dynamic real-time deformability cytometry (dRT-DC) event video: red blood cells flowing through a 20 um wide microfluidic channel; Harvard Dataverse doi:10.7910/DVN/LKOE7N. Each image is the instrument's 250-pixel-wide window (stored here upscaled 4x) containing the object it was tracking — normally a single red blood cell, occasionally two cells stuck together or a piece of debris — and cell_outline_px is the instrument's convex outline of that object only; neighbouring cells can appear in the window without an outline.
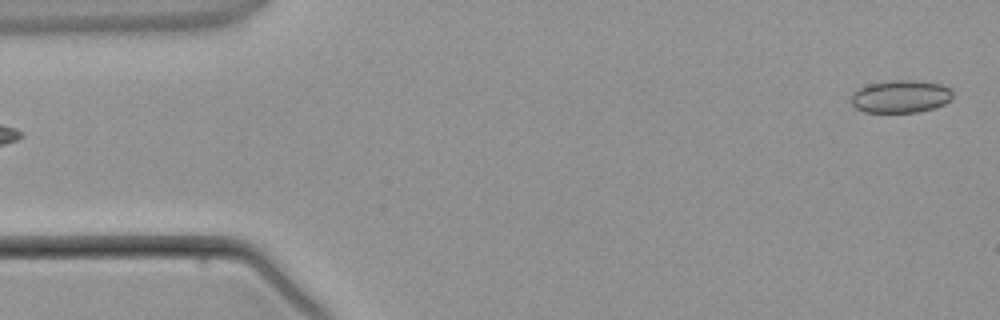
{"species": "common noctule bat (a hibernating species)", "species_latin": "Nyctalus noctula", "temperature_condition": "warm", "stored_images_in_passage": 3, "camera_frame_rate_fps": 3000, "um_per_image_px": 0.085, "animal": {"sex": "male", "body_mass_g": 21.5, "forearm_length_mm": 52.0}, "frame": {"image": 1, "passage_image": 3, "time_ms": 2.333, "image_size_px": [1000, 320], "cell_outline_px": [[952, 100], [944, 104], [932, 108], [916, 112], [864, 112], [856, 108], [852, 104], [852, 92], [856, 88], [868, 84], [892, 80], [916, 80], [940, 84], [952, 88]], "centroid_in_image_um": [76.55, 8.19], "position_along_channel_um": 8.5, "area_um2": 19.48}}